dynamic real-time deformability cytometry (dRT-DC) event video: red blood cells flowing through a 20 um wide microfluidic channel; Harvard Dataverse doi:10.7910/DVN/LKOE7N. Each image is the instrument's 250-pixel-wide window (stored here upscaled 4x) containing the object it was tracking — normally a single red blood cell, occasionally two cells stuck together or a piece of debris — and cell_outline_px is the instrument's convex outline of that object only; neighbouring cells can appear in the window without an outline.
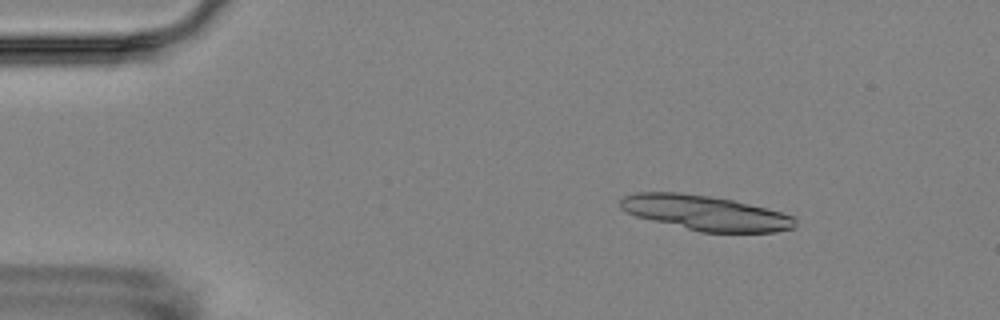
{"species": "Egyptian fruit bat (a non-hibernating species)", "species_latin": "Rousettus aegyptiacus", "temperature_condition": "room temperature", "stored_images_in_passage": 4, "camera_frame_rate_fps": 3000, "um_per_image_px": 0.085, "animal": {"sex": "female"}, "frame": {"image": 1, "passage_image": 3, "time_ms": 2.0, "image_size_px": [1000, 320], "cell_outline_px": [[796, 228], [776, 232], [700, 232], [636, 216], [620, 208], [620, 200], [624, 196], [636, 192], [676, 192], [708, 196], [732, 200], [780, 212], [792, 216], [796, 220]], "centroid_in_image_um": [59.95, 18.1], "position_along_channel_um": 25.0, "area_um2": 35.2}}